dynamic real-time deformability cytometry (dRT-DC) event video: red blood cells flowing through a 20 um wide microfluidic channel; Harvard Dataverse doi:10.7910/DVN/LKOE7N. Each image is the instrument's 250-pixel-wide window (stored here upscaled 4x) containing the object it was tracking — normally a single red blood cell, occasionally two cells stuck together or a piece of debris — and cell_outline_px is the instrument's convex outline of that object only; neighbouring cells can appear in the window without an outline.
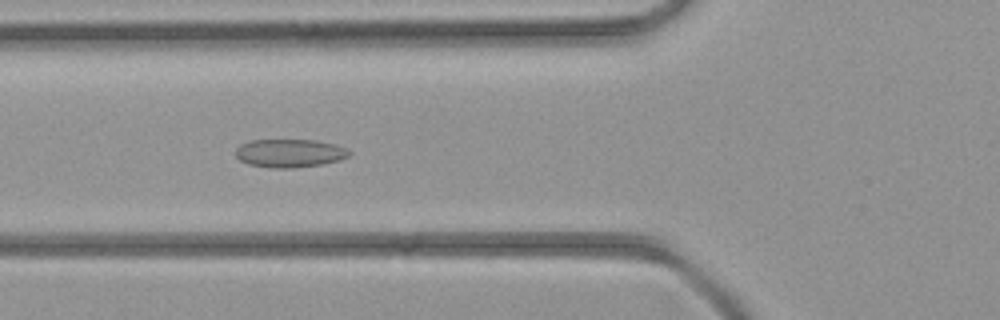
{"species": "common noctule bat (a hibernating species)", "species_latin": "Nyctalus noctula", "temperature_condition": "room temperature", "stored_images_in_passage": 44, "camera_frame_rate_fps": 3000, "um_per_image_px": 0.085, "animal": {"sex": "female", "body_mass_g": 21.9}, "frame": {"image": 1, "passage_image": 16, "time_ms": 5.0, "image_size_px": [1000, 320], "cell_outline_px": [[352, 152], [348, 156], [340, 160], [320, 164], [292, 168], [272, 168], [248, 164], [240, 160], [236, 156], [236, 148], [240, 144], [248, 140], [316, 140], [336, 144], [348, 148]], "centroid_in_image_um": [24.63, 13.01], "position_along_channel_um": 101.2, "area_um2": 18.84}}
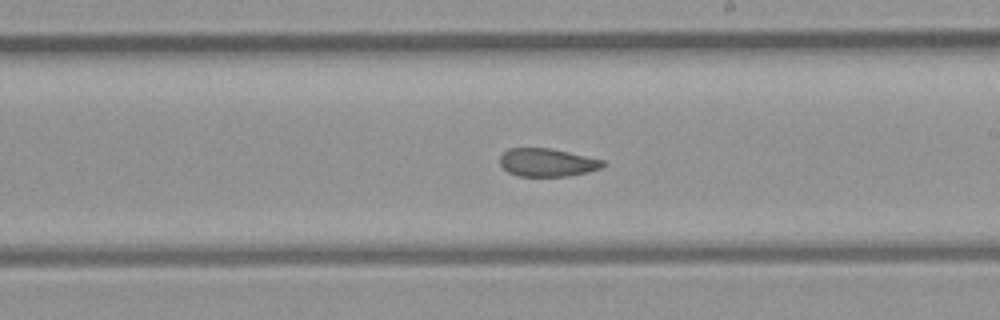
{"frame": {"image": 2, "passage_image": 25, "time_ms": 8.0, "image_size_px": [1000, 320], "cell_outline_px": [[604, 164], [600, 168], [588, 172], [568, 176], [520, 176], [508, 172], [500, 164], [500, 156], [508, 148], [552, 148], [604, 160]], "centroid_in_image_um": [46.5, 13.8], "position_along_channel_um": 242.5, "area_um2": 16.82}}
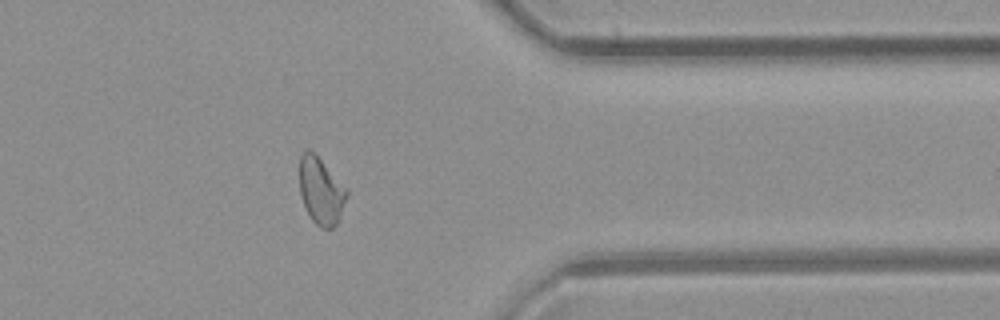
{"frame": {"image": 3, "passage_image": 35, "time_ms": 11.333, "image_size_px": [1000, 320], "cell_outline_px": [[348, 196], [340, 216], [336, 224], [332, 228], [320, 228], [312, 220], [300, 196], [300, 152], [308, 148], [348, 188]], "centroid_in_image_um": [27.29, 16.23], "position_along_channel_um": 384.1, "area_um2": 18.32}}